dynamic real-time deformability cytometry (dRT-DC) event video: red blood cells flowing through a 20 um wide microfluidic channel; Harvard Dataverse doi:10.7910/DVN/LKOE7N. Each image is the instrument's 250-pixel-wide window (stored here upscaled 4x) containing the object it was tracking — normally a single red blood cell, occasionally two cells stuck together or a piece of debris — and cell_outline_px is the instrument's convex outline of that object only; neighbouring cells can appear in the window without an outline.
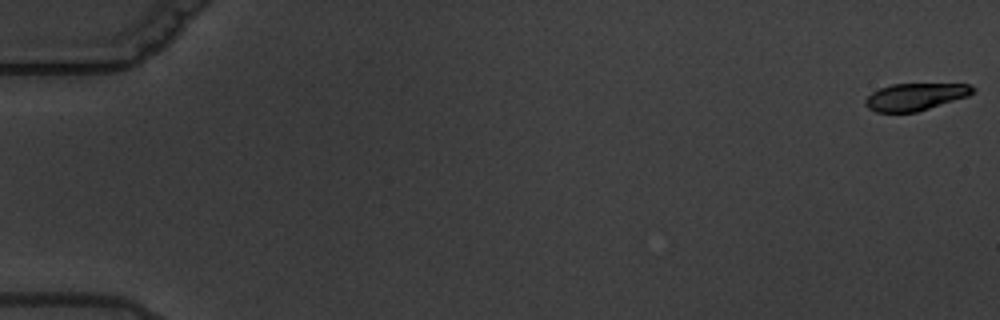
{"species": "common noctule bat (a hibernating species)", "species_latin": "Nyctalus noctula", "temperature_condition": "warm", "stored_images_in_passage": 5, "camera_frame_rate_fps": 3000, "um_per_image_px": 0.085, "animal": {"sex": "male", "body_mass_g": 19.5, "forearm_length_mm": 54.6}, "frame": {"image": 1, "passage_image": 1, "time_ms": 0.0, "image_size_px": [1000, 320], "cell_outline_px": [[976, 92], [968, 96], [916, 112], [876, 112], [868, 108], [864, 104], [864, 100], [872, 92], [880, 88], [892, 84], [968, 84], [976, 88]], "centroid_in_image_um": [77.8, 8.22], "position_along_channel_um": 7.2, "area_um2": 16.99}}
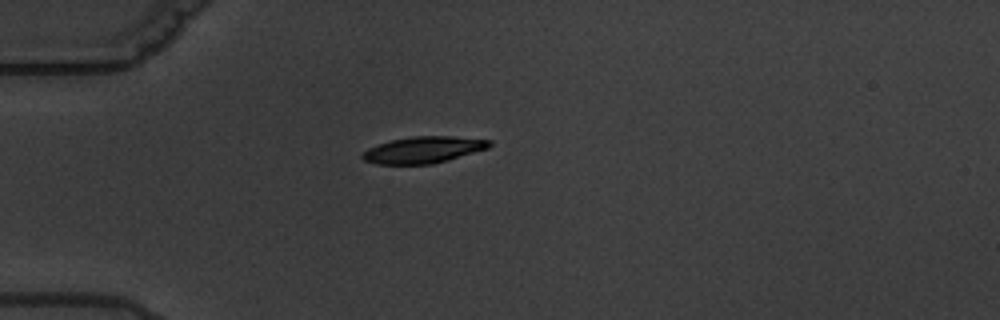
{"frame": {"image": 2, "passage_image": 5, "time_ms": 5.667, "image_size_px": [1000, 320], "cell_outline_px": [[492, 144], [488, 148], [448, 160], [432, 164], [376, 164], [364, 160], [360, 156], [368, 148], [392, 140], [412, 136], [452, 136], [492, 140]], "centroid_in_image_um": [36.0, 12.73], "position_along_channel_um": 49.0, "area_um2": 19.54}}